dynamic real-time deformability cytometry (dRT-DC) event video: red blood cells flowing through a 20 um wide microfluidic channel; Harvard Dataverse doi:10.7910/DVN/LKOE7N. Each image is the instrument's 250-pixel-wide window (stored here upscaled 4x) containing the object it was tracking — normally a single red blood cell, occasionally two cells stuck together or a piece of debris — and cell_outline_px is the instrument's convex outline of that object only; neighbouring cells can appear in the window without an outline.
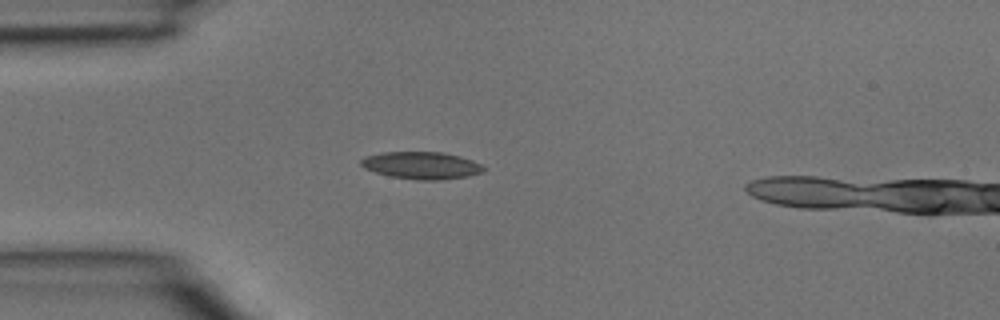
{"species": "common noctule bat (a hibernating species)", "species_latin": "Nyctalus noctula", "temperature_condition": "room temperature", "stored_images_in_passage": 3, "segment_of_instrument_passage": [1, 2], "camera_frame_rate_fps": 3000, "um_per_image_px": 0.085, "animal": {"sex": "male", "body_mass_g": 15.6}, "frame": {"image": 1, "passage_image": 2, "time_ms": 0.333, "image_size_px": [1000, 320], "cell_outline_px": [[488, 168], [484, 172], [468, 176], [440, 180], [416, 180], [392, 176], [376, 172], [364, 168], [360, 164], [360, 160], [364, 156], [380, 152], [444, 152], [460, 156], [472, 160]], "centroid_in_image_um": [35.85, 14.05], "position_along_channel_um": 49.2, "area_um2": 19.65}}